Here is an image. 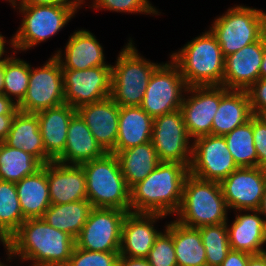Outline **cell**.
<instances>
[{
  "label": "cell",
  "mask_w": 266,
  "mask_h": 266,
  "mask_svg": "<svg viewBox=\"0 0 266 266\" xmlns=\"http://www.w3.org/2000/svg\"><path fill=\"white\" fill-rule=\"evenodd\" d=\"M86 0H15L12 6L56 5V6H82Z\"/></svg>",
  "instance_id": "obj_42"
},
{
  "label": "cell",
  "mask_w": 266,
  "mask_h": 266,
  "mask_svg": "<svg viewBox=\"0 0 266 266\" xmlns=\"http://www.w3.org/2000/svg\"><path fill=\"white\" fill-rule=\"evenodd\" d=\"M18 110V105H16L11 99L6 97L4 94H0V115L16 114Z\"/></svg>",
  "instance_id": "obj_44"
},
{
  "label": "cell",
  "mask_w": 266,
  "mask_h": 266,
  "mask_svg": "<svg viewBox=\"0 0 266 266\" xmlns=\"http://www.w3.org/2000/svg\"><path fill=\"white\" fill-rule=\"evenodd\" d=\"M5 1L10 3V5H12L15 2V0H5Z\"/></svg>",
  "instance_id": "obj_53"
},
{
  "label": "cell",
  "mask_w": 266,
  "mask_h": 266,
  "mask_svg": "<svg viewBox=\"0 0 266 266\" xmlns=\"http://www.w3.org/2000/svg\"><path fill=\"white\" fill-rule=\"evenodd\" d=\"M47 181L51 204H66L87 199L86 178L81 165L51 161L47 163Z\"/></svg>",
  "instance_id": "obj_21"
},
{
  "label": "cell",
  "mask_w": 266,
  "mask_h": 266,
  "mask_svg": "<svg viewBox=\"0 0 266 266\" xmlns=\"http://www.w3.org/2000/svg\"><path fill=\"white\" fill-rule=\"evenodd\" d=\"M64 49L54 53L62 69L86 70L98 66H111L105 61L103 47L96 36L86 29L75 30L69 36Z\"/></svg>",
  "instance_id": "obj_19"
},
{
  "label": "cell",
  "mask_w": 266,
  "mask_h": 266,
  "mask_svg": "<svg viewBox=\"0 0 266 266\" xmlns=\"http://www.w3.org/2000/svg\"><path fill=\"white\" fill-rule=\"evenodd\" d=\"M250 107L255 115L259 110L266 109V79L259 78L248 90Z\"/></svg>",
  "instance_id": "obj_41"
},
{
  "label": "cell",
  "mask_w": 266,
  "mask_h": 266,
  "mask_svg": "<svg viewBox=\"0 0 266 266\" xmlns=\"http://www.w3.org/2000/svg\"><path fill=\"white\" fill-rule=\"evenodd\" d=\"M252 116L247 91L220 86V104L213 119L212 135L223 136L245 124Z\"/></svg>",
  "instance_id": "obj_25"
},
{
  "label": "cell",
  "mask_w": 266,
  "mask_h": 266,
  "mask_svg": "<svg viewBox=\"0 0 266 266\" xmlns=\"http://www.w3.org/2000/svg\"><path fill=\"white\" fill-rule=\"evenodd\" d=\"M4 54L0 56V94H3L4 88Z\"/></svg>",
  "instance_id": "obj_50"
},
{
  "label": "cell",
  "mask_w": 266,
  "mask_h": 266,
  "mask_svg": "<svg viewBox=\"0 0 266 266\" xmlns=\"http://www.w3.org/2000/svg\"><path fill=\"white\" fill-rule=\"evenodd\" d=\"M127 211L115 208H93L75 245L88 251L119 252L122 223Z\"/></svg>",
  "instance_id": "obj_12"
},
{
  "label": "cell",
  "mask_w": 266,
  "mask_h": 266,
  "mask_svg": "<svg viewBox=\"0 0 266 266\" xmlns=\"http://www.w3.org/2000/svg\"><path fill=\"white\" fill-rule=\"evenodd\" d=\"M15 185L24 218H42L51 205L47 164L43 165L35 174L24 177Z\"/></svg>",
  "instance_id": "obj_27"
},
{
  "label": "cell",
  "mask_w": 266,
  "mask_h": 266,
  "mask_svg": "<svg viewBox=\"0 0 266 266\" xmlns=\"http://www.w3.org/2000/svg\"><path fill=\"white\" fill-rule=\"evenodd\" d=\"M26 219L18 199L16 185L0 180V242L8 239L20 228Z\"/></svg>",
  "instance_id": "obj_33"
},
{
  "label": "cell",
  "mask_w": 266,
  "mask_h": 266,
  "mask_svg": "<svg viewBox=\"0 0 266 266\" xmlns=\"http://www.w3.org/2000/svg\"><path fill=\"white\" fill-rule=\"evenodd\" d=\"M0 266H8V264H5L4 262H1V260H0Z\"/></svg>",
  "instance_id": "obj_54"
},
{
  "label": "cell",
  "mask_w": 266,
  "mask_h": 266,
  "mask_svg": "<svg viewBox=\"0 0 266 266\" xmlns=\"http://www.w3.org/2000/svg\"><path fill=\"white\" fill-rule=\"evenodd\" d=\"M192 143L191 175L220 183L238 168L224 136L205 135L194 139Z\"/></svg>",
  "instance_id": "obj_13"
},
{
  "label": "cell",
  "mask_w": 266,
  "mask_h": 266,
  "mask_svg": "<svg viewBox=\"0 0 266 266\" xmlns=\"http://www.w3.org/2000/svg\"><path fill=\"white\" fill-rule=\"evenodd\" d=\"M3 142L9 147L22 149L24 152L33 155L45 165V148L36 113H26L18 110Z\"/></svg>",
  "instance_id": "obj_28"
},
{
  "label": "cell",
  "mask_w": 266,
  "mask_h": 266,
  "mask_svg": "<svg viewBox=\"0 0 266 266\" xmlns=\"http://www.w3.org/2000/svg\"><path fill=\"white\" fill-rule=\"evenodd\" d=\"M223 136L237 167H258V156L253 140V116L245 124Z\"/></svg>",
  "instance_id": "obj_34"
},
{
  "label": "cell",
  "mask_w": 266,
  "mask_h": 266,
  "mask_svg": "<svg viewBox=\"0 0 266 266\" xmlns=\"http://www.w3.org/2000/svg\"><path fill=\"white\" fill-rule=\"evenodd\" d=\"M164 227L146 258L150 266H177L173 243V221L166 223Z\"/></svg>",
  "instance_id": "obj_37"
},
{
  "label": "cell",
  "mask_w": 266,
  "mask_h": 266,
  "mask_svg": "<svg viewBox=\"0 0 266 266\" xmlns=\"http://www.w3.org/2000/svg\"><path fill=\"white\" fill-rule=\"evenodd\" d=\"M266 185V169L261 167H238L220 182L228 209H258Z\"/></svg>",
  "instance_id": "obj_16"
},
{
  "label": "cell",
  "mask_w": 266,
  "mask_h": 266,
  "mask_svg": "<svg viewBox=\"0 0 266 266\" xmlns=\"http://www.w3.org/2000/svg\"><path fill=\"white\" fill-rule=\"evenodd\" d=\"M93 208L87 199L66 204H51L42 218L50 226L76 239Z\"/></svg>",
  "instance_id": "obj_30"
},
{
  "label": "cell",
  "mask_w": 266,
  "mask_h": 266,
  "mask_svg": "<svg viewBox=\"0 0 266 266\" xmlns=\"http://www.w3.org/2000/svg\"><path fill=\"white\" fill-rule=\"evenodd\" d=\"M235 212L232 224L226 222L230 249L251 255L262 254L266 244V227L261 214L257 209Z\"/></svg>",
  "instance_id": "obj_23"
},
{
  "label": "cell",
  "mask_w": 266,
  "mask_h": 266,
  "mask_svg": "<svg viewBox=\"0 0 266 266\" xmlns=\"http://www.w3.org/2000/svg\"><path fill=\"white\" fill-rule=\"evenodd\" d=\"M263 59V36L225 57L223 83L229 90L247 91L259 78Z\"/></svg>",
  "instance_id": "obj_18"
},
{
  "label": "cell",
  "mask_w": 266,
  "mask_h": 266,
  "mask_svg": "<svg viewBox=\"0 0 266 266\" xmlns=\"http://www.w3.org/2000/svg\"><path fill=\"white\" fill-rule=\"evenodd\" d=\"M254 146L258 156V167L266 169V126L253 115Z\"/></svg>",
  "instance_id": "obj_40"
},
{
  "label": "cell",
  "mask_w": 266,
  "mask_h": 266,
  "mask_svg": "<svg viewBox=\"0 0 266 266\" xmlns=\"http://www.w3.org/2000/svg\"><path fill=\"white\" fill-rule=\"evenodd\" d=\"M119 252L88 251L74 247L65 266H117Z\"/></svg>",
  "instance_id": "obj_39"
},
{
  "label": "cell",
  "mask_w": 266,
  "mask_h": 266,
  "mask_svg": "<svg viewBox=\"0 0 266 266\" xmlns=\"http://www.w3.org/2000/svg\"><path fill=\"white\" fill-rule=\"evenodd\" d=\"M129 38L111 65L110 97L120 107L140 106L154 70L161 63H154L141 56Z\"/></svg>",
  "instance_id": "obj_6"
},
{
  "label": "cell",
  "mask_w": 266,
  "mask_h": 266,
  "mask_svg": "<svg viewBox=\"0 0 266 266\" xmlns=\"http://www.w3.org/2000/svg\"><path fill=\"white\" fill-rule=\"evenodd\" d=\"M219 104L220 86L187 88L180 110L192 140L212 134V123Z\"/></svg>",
  "instance_id": "obj_15"
},
{
  "label": "cell",
  "mask_w": 266,
  "mask_h": 266,
  "mask_svg": "<svg viewBox=\"0 0 266 266\" xmlns=\"http://www.w3.org/2000/svg\"><path fill=\"white\" fill-rule=\"evenodd\" d=\"M2 244L6 263L18 259L22 264L30 261L29 266H65L76 246L68 233L55 229L43 218L26 219Z\"/></svg>",
  "instance_id": "obj_1"
},
{
  "label": "cell",
  "mask_w": 266,
  "mask_h": 266,
  "mask_svg": "<svg viewBox=\"0 0 266 266\" xmlns=\"http://www.w3.org/2000/svg\"><path fill=\"white\" fill-rule=\"evenodd\" d=\"M247 266H266V257L263 254L251 255Z\"/></svg>",
  "instance_id": "obj_47"
},
{
  "label": "cell",
  "mask_w": 266,
  "mask_h": 266,
  "mask_svg": "<svg viewBox=\"0 0 266 266\" xmlns=\"http://www.w3.org/2000/svg\"><path fill=\"white\" fill-rule=\"evenodd\" d=\"M117 266H150V263L146 258L119 256Z\"/></svg>",
  "instance_id": "obj_46"
},
{
  "label": "cell",
  "mask_w": 266,
  "mask_h": 266,
  "mask_svg": "<svg viewBox=\"0 0 266 266\" xmlns=\"http://www.w3.org/2000/svg\"><path fill=\"white\" fill-rule=\"evenodd\" d=\"M151 142L160 162L190 167L193 140L187 133L180 109L154 118Z\"/></svg>",
  "instance_id": "obj_11"
},
{
  "label": "cell",
  "mask_w": 266,
  "mask_h": 266,
  "mask_svg": "<svg viewBox=\"0 0 266 266\" xmlns=\"http://www.w3.org/2000/svg\"><path fill=\"white\" fill-rule=\"evenodd\" d=\"M173 243L177 266H207L206 251L198 228L173 220Z\"/></svg>",
  "instance_id": "obj_31"
},
{
  "label": "cell",
  "mask_w": 266,
  "mask_h": 266,
  "mask_svg": "<svg viewBox=\"0 0 266 266\" xmlns=\"http://www.w3.org/2000/svg\"><path fill=\"white\" fill-rule=\"evenodd\" d=\"M254 116L266 126V109L259 110Z\"/></svg>",
  "instance_id": "obj_51"
},
{
  "label": "cell",
  "mask_w": 266,
  "mask_h": 266,
  "mask_svg": "<svg viewBox=\"0 0 266 266\" xmlns=\"http://www.w3.org/2000/svg\"><path fill=\"white\" fill-rule=\"evenodd\" d=\"M106 153L92 135L85 121L76 113L68 126L64 152L55 161L67 165H81L100 158Z\"/></svg>",
  "instance_id": "obj_24"
},
{
  "label": "cell",
  "mask_w": 266,
  "mask_h": 266,
  "mask_svg": "<svg viewBox=\"0 0 266 266\" xmlns=\"http://www.w3.org/2000/svg\"><path fill=\"white\" fill-rule=\"evenodd\" d=\"M187 88L172 60L161 63L149 79L140 107L153 119L179 110Z\"/></svg>",
  "instance_id": "obj_9"
},
{
  "label": "cell",
  "mask_w": 266,
  "mask_h": 266,
  "mask_svg": "<svg viewBox=\"0 0 266 266\" xmlns=\"http://www.w3.org/2000/svg\"><path fill=\"white\" fill-rule=\"evenodd\" d=\"M92 5V6H91ZM93 7V8H92ZM88 8L108 10L119 13H140L144 15H160L161 12L152 6L149 0H92Z\"/></svg>",
  "instance_id": "obj_38"
},
{
  "label": "cell",
  "mask_w": 266,
  "mask_h": 266,
  "mask_svg": "<svg viewBox=\"0 0 266 266\" xmlns=\"http://www.w3.org/2000/svg\"><path fill=\"white\" fill-rule=\"evenodd\" d=\"M262 254L266 257V249H263V253Z\"/></svg>",
  "instance_id": "obj_55"
},
{
  "label": "cell",
  "mask_w": 266,
  "mask_h": 266,
  "mask_svg": "<svg viewBox=\"0 0 266 266\" xmlns=\"http://www.w3.org/2000/svg\"><path fill=\"white\" fill-rule=\"evenodd\" d=\"M12 8L19 10L22 21L8 45L16 52H24L58 34L83 7L43 4Z\"/></svg>",
  "instance_id": "obj_7"
},
{
  "label": "cell",
  "mask_w": 266,
  "mask_h": 266,
  "mask_svg": "<svg viewBox=\"0 0 266 266\" xmlns=\"http://www.w3.org/2000/svg\"><path fill=\"white\" fill-rule=\"evenodd\" d=\"M257 210L261 214L263 221H264V224H265V227H266V185L264 188L263 197H262V200L260 202V206Z\"/></svg>",
  "instance_id": "obj_49"
},
{
  "label": "cell",
  "mask_w": 266,
  "mask_h": 266,
  "mask_svg": "<svg viewBox=\"0 0 266 266\" xmlns=\"http://www.w3.org/2000/svg\"><path fill=\"white\" fill-rule=\"evenodd\" d=\"M228 210L219 182L188 174L176 221L192 228L217 225L228 221Z\"/></svg>",
  "instance_id": "obj_4"
},
{
  "label": "cell",
  "mask_w": 266,
  "mask_h": 266,
  "mask_svg": "<svg viewBox=\"0 0 266 266\" xmlns=\"http://www.w3.org/2000/svg\"><path fill=\"white\" fill-rule=\"evenodd\" d=\"M42 167L33 155L0 142V180L17 183Z\"/></svg>",
  "instance_id": "obj_32"
},
{
  "label": "cell",
  "mask_w": 266,
  "mask_h": 266,
  "mask_svg": "<svg viewBox=\"0 0 266 266\" xmlns=\"http://www.w3.org/2000/svg\"><path fill=\"white\" fill-rule=\"evenodd\" d=\"M11 55H4V88L3 94L19 105L27 94L30 64L16 56L12 50ZM15 55V56H14Z\"/></svg>",
  "instance_id": "obj_35"
},
{
  "label": "cell",
  "mask_w": 266,
  "mask_h": 266,
  "mask_svg": "<svg viewBox=\"0 0 266 266\" xmlns=\"http://www.w3.org/2000/svg\"><path fill=\"white\" fill-rule=\"evenodd\" d=\"M116 156L129 188L144 180L160 163L151 141L121 150Z\"/></svg>",
  "instance_id": "obj_29"
},
{
  "label": "cell",
  "mask_w": 266,
  "mask_h": 266,
  "mask_svg": "<svg viewBox=\"0 0 266 266\" xmlns=\"http://www.w3.org/2000/svg\"><path fill=\"white\" fill-rule=\"evenodd\" d=\"M65 103L74 107L103 100L111 94V66L86 70L62 69Z\"/></svg>",
  "instance_id": "obj_14"
},
{
  "label": "cell",
  "mask_w": 266,
  "mask_h": 266,
  "mask_svg": "<svg viewBox=\"0 0 266 266\" xmlns=\"http://www.w3.org/2000/svg\"><path fill=\"white\" fill-rule=\"evenodd\" d=\"M226 57L258 41L266 32V11L235 5L213 20L210 28Z\"/></svg>",
  "instance_id": "obj_8"
},
{
  "label": "cell",
  "mask_w": 266,
  "mask_h": 266,
  "mask_svg": "<svg viewBox=\"0 0 266 266\" xmlns=\"http://www.w3.org/2000/svg\"><path fill=\"white\" fill-rule=\"evenodd\" d=\"M153 122L154 119L140 106H119L117 143L111 153L150 142Z\"/></svg>",
  "instance_id": "obj_26"
},
{
  "label": "cell",
  "mask_w": 266,
  "mask_h": 266,
  "mask_svg": "<svg viewBox=\"0 0 266 266\" xmlns=\"http://www.w3.org/2000/svg\"><path fill=\"white\" fill-rule=\"evenodd\" d=\"M6 42H7V44H9L8 41L6 40V38L0 32V56L2 54L8 53L7 50H5Z\"/></svg>",
  "instance_id": "obj_52"
},
{
  "label": "cell",
  "mask_w": 266,
  "mask_h": 266,
  "mask_svg": "<svg viewBox=\"0 0 266 266\" xmlns=\"http://www.w3.org/2000/svg\"><path fill=\"white\" fill-rule=\"evenodd\" d=\"M260 78L266 79V32L263 34V59L260 67Z\"/></svg>",
  "instance_id": "obj_48"
},
{
  "label": "cell",
  "mask_w": 266,
  "mask_h": 266,
  "mask_svg": "<svg viewBox=\"0 0 266 266\" xmlns=\"http://www.w3.org/2000/svg\"><path fill=\"white\" fill-rule=\"evenodd\" d=\"M65 103L62 67L51 55L41 67L30 64V78L27 94L18 105L19 111L37 113Z\"/></svg>",
  "instance_id": "obj_10"
},
{
  "label": "cell",
  "mask_w": 266,
  "mask_h": 266,
  "mask_svg": "<svg viewBox=\"0 0 266 266\" xmlns=\"http://www.w3.org/2000/svg\"><path fill=\"white\" fill-rule=\"evenodd\" d=\"M206 251L207 266H220L231 250L226 223L198 228Z\"/></svg>",
  "instance_id": "obj_36"
},
{
  "label": "cell",
  "mask_w": 266,
  "mask_h": 266,
  "mask_svg": "<svg viewBox=\"0 0 266 266\" xmlns=\"http://www.w3.org/2000/svg\"><path fill=\"white\" fill-rule=\"evenodd\" d=\"M86 178L87 200L95 208H115L130 212V188L127 186L116 154L81 164Z\"/></svg>",
  "instance_id": "obj_5"
},
{
  "label": "cell",
  "mask_w": 266,
  "mask_h": 266,
  "mask_svg": "<svg viewBox=\"0 0 266 266\" xmlns=\"http://www.w3.org/2000/svg\"><path fill=\"white\" fill-rule=\"evenodd\" d=\"M250 256L246 252L230 250L220 266H247Z\"/></svg>",
  "instance_id": "obj_43"
},
{
  "label": "cell",
  "mask_w": 266,
  "mask_h": 266,
  "mask_svg": "<svg viewBox=\"0 0 266 266\" xmlns=\"http://www.w3.org/2000/svg\"><path fill=\"white\" fill-rule=\"evenodd\" d=\"M188 87L222 86L225 57L210 29L187 42L169 57Z\"/></svg>",
  "instance_id": "obj_3"
},
{
  "label": "cell",
  "mask_w": 266,
  "mask_h": 266,
  "mask_svg": "<svg viewBox=\"0 0 266 266\" xmlns=\"http://www.w3.org/2000/svg\"><path fill=\"white\" fill-rule=\"evenodd\" d=\"M188 174L189 168L184 164L160 162L144 180L130 188V212L175 215Z\"/></svg>",
  "instance_id": "obj_2"
},
{
  "label": "cell",
  "mask_w": 266,
  "mask_h": 266,
  "mask_svg": "<svg viewBox=\"0 0 266 266\" xmlns=\"http://www.w3.org/2000/svg\"><path fill=\"white\" fill-rule=\"evenodd\" d=\"M76 112L85 121L101 147L111 153L117 143L119 105L109 96L103 100L80 106Z\"/></svg>",
  "instance_id": "obj_20"
},
{
  "label": "cell",
  "mask_w": 266,
  "mask_h": 266,
  "mask_svg": "<svg viewBox=\"0 0 266 266\" xmlns=\"http://www.w3.org/2000/svg\"><path fill=\"white\" fill-rule=\"evenodd\" d=\"M166 217L162 214L127 213L122 223L119 255L147 258L156 238L162 232L157 230L155 223Z\"/></svg>",
  "instance_id": "obj_17"
},
{
  "label": "cell",
  "mask_w": 266,
  "mask_h": 266,
  "mask_svg": "<svg viewBox=\"0 0 266 266\" xmlns=\"http://www.w3.org/2000/svg\"><path fill=\"white\" fill-rule=\"evenodd\" d=\"M14 116L15 114L0 115V142L6 139Z\"/></svg>",
  "instance_id": "obj_45"
},
{
  "label": "cell",
  "mask_w": 266,
  "mask_h": 266,
  "mask_svg": "<svg viewBox=\"0 0 266 266\" xmlns=\"http://www.w3.org/2000/svg\"><path fill=\"white\" fill-rule=\"evenodd\" d=\"M76 113L67 103L36 113L45 148V164L55 161L64 152L68 126Z\"/></svg>",
  "instance_id": "obj_22"
}]
</instances>
